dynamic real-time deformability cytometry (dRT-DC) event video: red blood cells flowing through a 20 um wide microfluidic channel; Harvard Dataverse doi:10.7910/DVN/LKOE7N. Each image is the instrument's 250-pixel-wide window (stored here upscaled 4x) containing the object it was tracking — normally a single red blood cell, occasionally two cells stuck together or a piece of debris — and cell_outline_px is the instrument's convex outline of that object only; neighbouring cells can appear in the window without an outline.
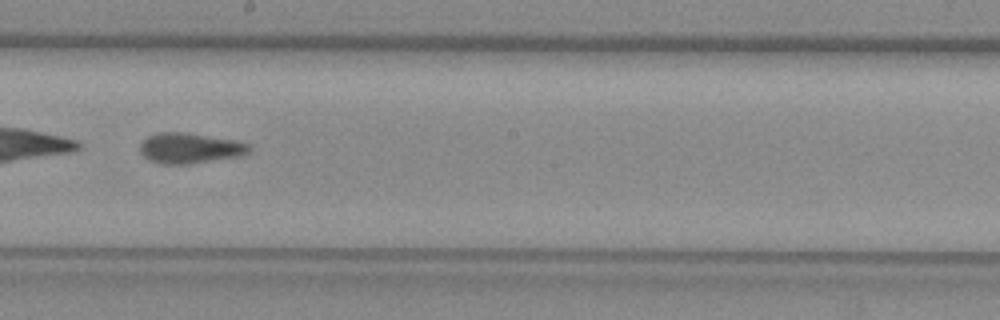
{"species": "common noctule bat (a hibernating species)", "species_latin": "Nyctalus noctula", "temperature_condition": "warm", "stored_images_in_passage": 37, "camera_frame_rate_fps": 3000, "um_per_image_px": 0.085, "animal": {"sex": "female", "body_mass_g": 29.2, "forearm_length_mm": 56.3}, "frame": {"image": 1, "passage_image": 16, "time_ms": 5.0, "image_size_px": [1000, 320], "cell_outline_px": [[248, 152], [240, 156], [192, 164], [160, 164], [148, 160], [140, 152], [140, 144], [148, 136], [160, 132], [184, 132], [232, 140], [248, 144]], "centroid_in_image_um": [16.08, 12.61], "position_along_channel_um": 232.1, "area_um2": 19.19}}